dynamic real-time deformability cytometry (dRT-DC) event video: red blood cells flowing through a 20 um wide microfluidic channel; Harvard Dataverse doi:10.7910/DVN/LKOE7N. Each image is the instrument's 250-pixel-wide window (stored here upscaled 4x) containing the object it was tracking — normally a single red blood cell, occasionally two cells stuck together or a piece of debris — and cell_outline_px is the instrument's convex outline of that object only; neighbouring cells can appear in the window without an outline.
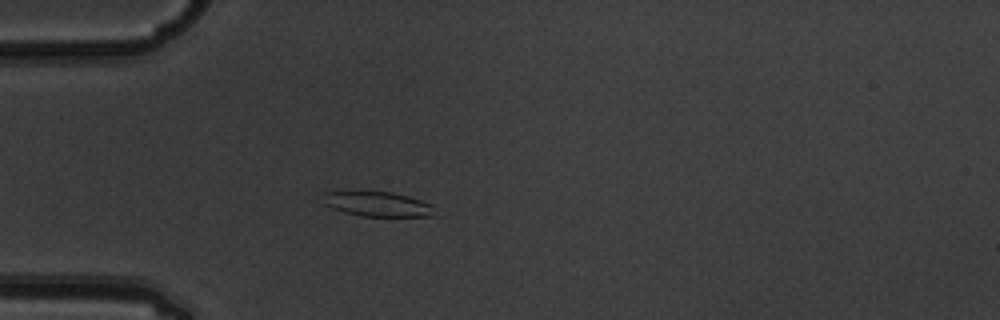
{"species": "common noctule bat (a hibernating species)", "species_latin": "Nyctalus noctula", "temperature_condition": "warm", "stored_images_in_passage": 3, "camera_frame_rate_fps": 3000, "um_per_image_px": 0.085, "animal": {"sex": "male", "body_mass_g": 19.5, "forearm_length_mm": 54.6}, "frame": {"image": 1, "passage_image": 3, "time_ms": 0.667, "image_size_px": [1000, 320], "cell_outline_px": [[436, 216], [360, 216], [344, 212], [332, 208], [324, 204], [324, 192], [392, 192], [408, 196], [432, 204]], "centroid_in_image_um": [32.13, 17.36], "position_along_channel_um": 52.9, "area_um2": 15.95}}